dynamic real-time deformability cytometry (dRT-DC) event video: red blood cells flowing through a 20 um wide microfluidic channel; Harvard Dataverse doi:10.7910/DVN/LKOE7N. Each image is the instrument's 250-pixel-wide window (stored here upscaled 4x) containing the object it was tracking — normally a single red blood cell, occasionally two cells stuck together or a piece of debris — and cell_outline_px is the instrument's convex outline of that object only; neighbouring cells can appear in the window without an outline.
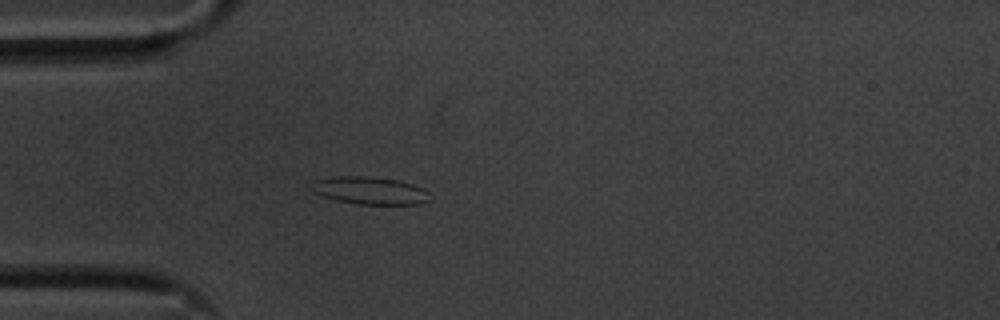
{"species": "common noctule bat (a hibernating species)", "species_latin": "Nyctalus noctula", "temperature_condition": "cold", "stored_images_in_passage": 43, "camera_frame_rate_fps": 3000, "um_per_image_px": 0.085, "animal": {"sex": "male", "body_mass_g": 20.1, "forearm_length_mm": 53.5}, "frame": {"image": 1, "passage_image": 3, "time_ms": 0.667, "image_size_px": [1000, 320], "cell_outline_px": [[428, 200], [424, 204], [356, 204], [336, 200], [312, 192], [308, 188], [308, 184], [312, 180], [332, 176], [364, 176], [396, 180], [412, 184], [424, 188], [428, 192]], "centroid_in_image_um": [31.35, 16.19], "position_along_channel_um": 53.7, "area_um2": 19.25}}
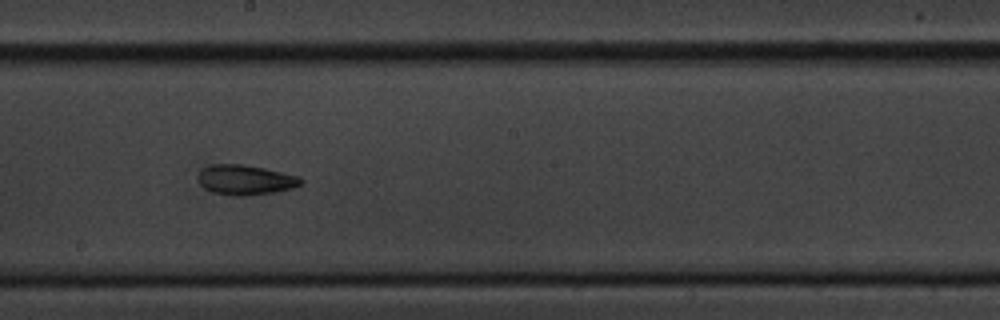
{"frame": {"image": 2, "passage_image": 18, "time_ms": 5.667, "image_size_px": [1000, 320], "cell_outline_px": [[304, 180], [300, 184], [292, 188], [276, 192], [248, 196], [232, 196], [212, 192], [204, 188], [200, 184], [200, 168], [212, 164], [244, 164], [264, 168], [300, 176]], "centroid_in_image_um": [20.87, 15.29], "position_along_channel_um": 227.3, "area_um2": 18.09}}
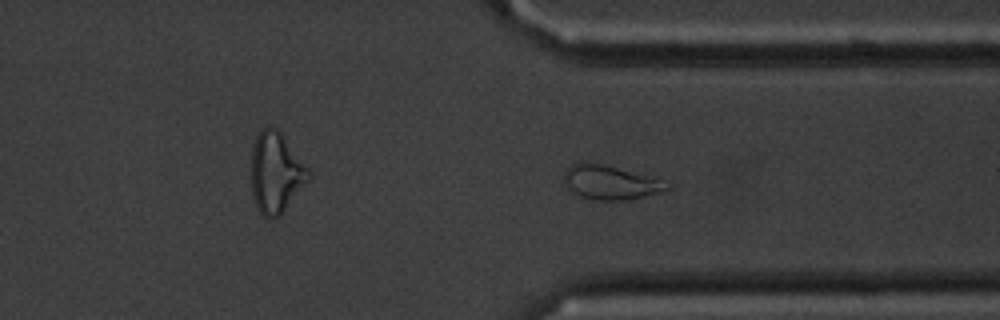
{"frame": {"image": 3, "passage_image": 29, "time_ms": 9.333, "image_size_px": [1000, 320], "cell_outline_px": [[672, 188], [660, 192], [644, 196], [624, 200], [592, 200], [580, 196], [572, 192], [564, 184], [564, 172], [576, 160], [584, 160], [604, 164], [648, 176], [672, 184]], "centroid_in_image_um": [51.82, 15.48], "position_along_channel_um": 359.6, "area_um2": 20.69}, "authors_computed_cell_mechanics": {"area_um2": 18.207, "velocity_mm_per_s": 3.6082, "shape_relaxation_time_tau1_ms": 4.2227, "shape_relaxation_time_tau2_ms": 5.8757, "deformation_change_tau1": 0.1287, "deformation_change_tau2": 0.1172}}